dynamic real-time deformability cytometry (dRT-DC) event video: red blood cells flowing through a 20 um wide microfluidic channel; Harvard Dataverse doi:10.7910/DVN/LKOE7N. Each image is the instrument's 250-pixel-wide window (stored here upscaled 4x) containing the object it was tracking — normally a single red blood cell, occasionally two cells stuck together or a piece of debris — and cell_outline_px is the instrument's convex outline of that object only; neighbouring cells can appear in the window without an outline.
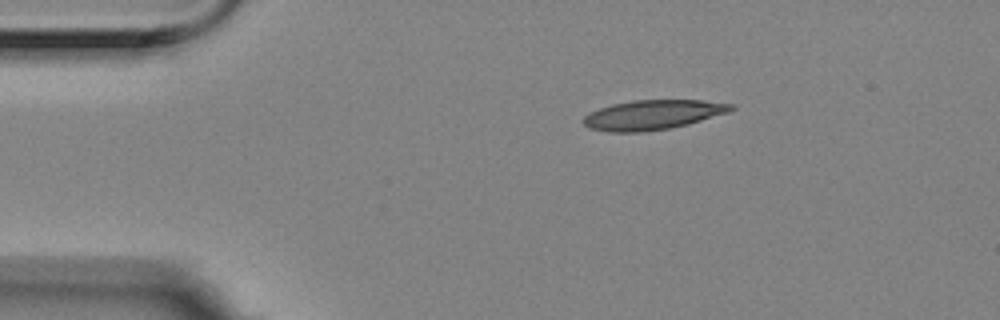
{"species": "Egyptian fruit bat (a non-hibernating species)", "species_latin": "Rousettus aegyptiacus", "temperature_condition": "room temperature", "stored_images_in_passage": 3, "camera_frame_rate_fps": 3000, "um_per_image_px": 0.085, "animal": {"sex": "female"}, "frame": {"image": 1, "passage_image": 1, "time_ms": 0.0, "image_size_px": [1000, 320], "cell_outline_px": [[736, 108], [728, 112], [688, 124], [668, 128], [644, 132], [608, 132], [588, 128], [580, 120], [588, 112], [612, 104], [632, 100], [700, 100], [736, 104]], "centroid_in_image_um": [55.45, 9.76], "position_along_channel_um": 29.6, "area_um2": 25.66}}